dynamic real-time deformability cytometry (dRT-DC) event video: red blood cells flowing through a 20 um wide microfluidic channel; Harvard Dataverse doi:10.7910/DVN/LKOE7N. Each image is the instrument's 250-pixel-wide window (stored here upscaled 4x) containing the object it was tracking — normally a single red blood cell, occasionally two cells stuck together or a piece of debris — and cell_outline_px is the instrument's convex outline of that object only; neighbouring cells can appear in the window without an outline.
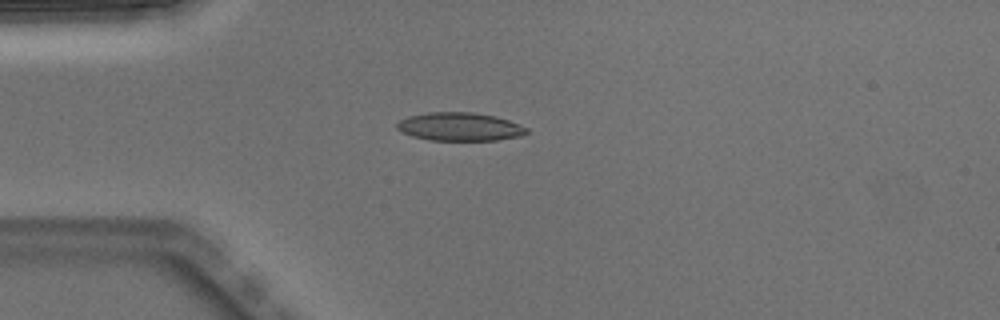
{"species": "Egyptian fruit bat (a non-hibernating species)", "species_latin": "Rousettus aegyptiacus", "temperature_condition": "warm", "stored_images_in_passage": 6, "camera_frame_rate_fps": 3000, "um_per_image_px": 0.085, "animal": {"sex": "male"}, "frame": {"image": 1, "passage_image": 5, "time_ms": 1.333, "image_size_px": [1000, 320], "cell_outline_px": [[528, 132], [520, 136], [496, 140], [432, 140], [412, 136], [400, 132], [396, 128], [396, 124], [400, 120], [408, 116], [428, 112], [472, 112], [496, 116], [520, 124], [528, 128]], "centroid_in_image_um": [39.06, 10.76], "position_along_channel_um": 45.9, "area_um2": 21.44}}